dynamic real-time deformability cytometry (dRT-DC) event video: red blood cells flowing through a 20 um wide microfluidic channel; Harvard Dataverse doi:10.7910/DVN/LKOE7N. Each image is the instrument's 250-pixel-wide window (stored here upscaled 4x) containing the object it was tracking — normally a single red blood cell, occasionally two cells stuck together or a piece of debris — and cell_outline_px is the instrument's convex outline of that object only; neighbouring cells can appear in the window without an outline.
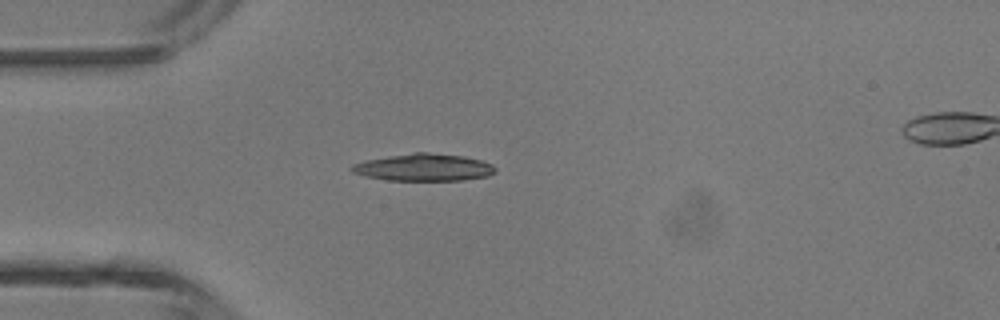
{"species": "common noctule bat (a hibernating species)", "species_latin": "Nyctalus noctula", "temperature_condition": "room temperature", "stored_images_in_passage": 2, "segment_of_instrument_passage": [1, 2], "camera_frame_rate_fps": 3000, "um_per_image_px": 0.085, "animal": {"sex": "male", "body_mass_g": 13.3}, "frame": {"image": 1, "passage_image": 1, "time_ms": 0.0, "image_size_px": [1000, 320], "cell_outline_px": [[496, 172], [488, 176], [464, 180], [388, 180], [364, 176], [352, 172], [348, 168], [352, 164], [364, 160], [388, 156], [416, 152], [428, 152], [464, 156], [480, 160], [492, 164], [496, 168]], "centroid_in_image_um": [36.0, 14.22], "position_along_channel_um": 49.0, "area_um2": 22.89}}